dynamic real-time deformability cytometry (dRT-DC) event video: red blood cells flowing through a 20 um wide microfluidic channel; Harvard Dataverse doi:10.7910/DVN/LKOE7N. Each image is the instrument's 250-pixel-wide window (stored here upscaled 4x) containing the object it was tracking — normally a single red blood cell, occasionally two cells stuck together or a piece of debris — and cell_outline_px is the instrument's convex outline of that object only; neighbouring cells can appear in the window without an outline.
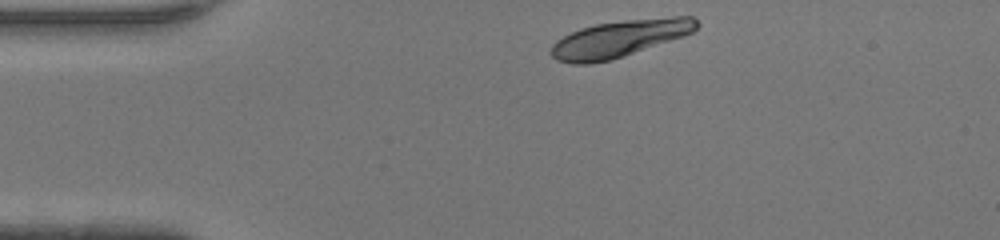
{"species": "human", "species_latin": "Homo sapiens", "temperature_condition": "warm", "stored_images_in_passage": 32, "camera_frame_rate_fps": 3000, "um_per_image_px": 0.085, "donor": {"sex": "female"}, "frame": {"image": 1, "passage_image": 1, "time_ms": 0.0, "image_size_px": [1000, 240], "cell_outline_px": [[700, 24], [692, 32], [684, 36], [624, 56], [608, 60], [588, 64], [572, 64], [556, 60], [552, 56], [552, 44], [556, 40], [580, 28], [596, 24], [628, 20], [672, 16], [692, 16]], "centroid_in_image_um": [52.67, 3.28], "position_along_channel_um": 32.3, "area_um2": 31.04}}
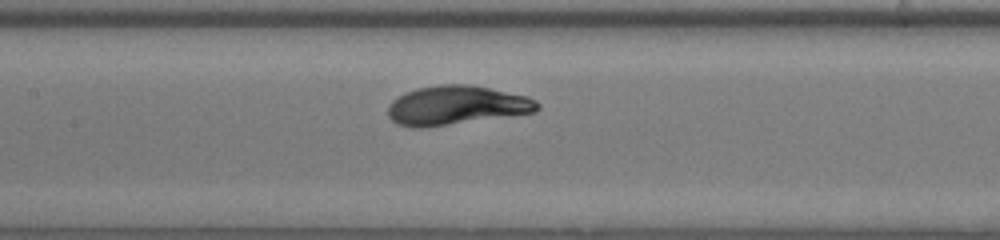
{"frame": {"image": 2, "passage_image": 14, "time_ms": 4.333, "image_size_px": [1000, 240], "cell_outline_px": [[540, 108], [536, 112], [420, 128], [412, 128], [396, 124], [388, 116], [388, 104], [392, 100], [416, 88], [440, 84], [468, 84], [528, 96], [536, 100], [540, 104]], "centroid_in_image_um": [38.78, 8.95], "position_along_channel_um": 168.6, "area_um2": 33.87}}
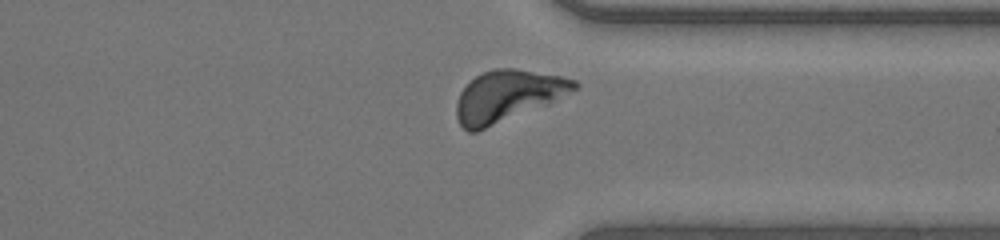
{"frame": {"image": 3, "passage_image": 28, "time_ms": 9.0, "image_size_px": [1000, 240], "cell_outline_px": [[580, 88], [548, 104], [476, 132], [468, 132], [460, 124], [456, 116], [456, 104], [460, 92], [476, 76], [484, 72], [496, 68], [512, 68], [560, 76], [576, 80], [580, 84]], "centroid_in_image_um": [43.16, 8.16], "position_along_channel_um": 368.2, "area_um2": 34.97}, "authors_computed_cell_mechanics": {"area_um2": 32.946, "velocity_mm_per_s": 4.304, "shape_relaxation_time_tau1_ms": 2.5873, "shape_relaxation_time_tau2_ms": null, "deformation_change_tau1": 0.1544, "deformation_change_tau2": null}}